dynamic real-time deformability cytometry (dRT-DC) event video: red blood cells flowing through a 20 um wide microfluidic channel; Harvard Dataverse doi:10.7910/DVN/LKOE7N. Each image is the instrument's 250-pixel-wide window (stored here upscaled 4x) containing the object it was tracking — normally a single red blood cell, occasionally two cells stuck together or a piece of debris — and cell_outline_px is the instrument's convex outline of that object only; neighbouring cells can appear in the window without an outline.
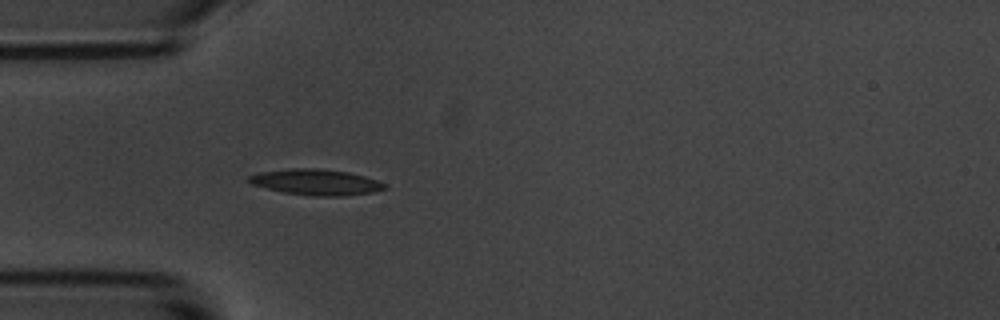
{"species": "common noctule bat (a hibernating species)", "species_latin": "Nyctalus noctula", "temperature_condition": "room temperature", "stored_images_in_passage": 40, "camera_frame_rate_fps": 3000, "um_per_image_px": 0.085, "animal": {"sex": "male", "body_mass_g": 20.1, "forearm_length_mm": 53.5}, "frame": {"image": 1, "passage_image": 1, "time_ms": 0.0, "image_size_px": [1000, 320], "cell_outline_px": [[388, 188], [376, 192], [344, 196], [312, 196], [284, 192], [252, 184], [248, 180], [248, 176], [260, 172], [292, 168], [316, 168], [348, 172], [364, 176], [376, 180], [384, 184]], "centroid_in_image_um": [26.9, 15.48], "position_along_channel_um": 58.1, "area_um2": 20.35}}
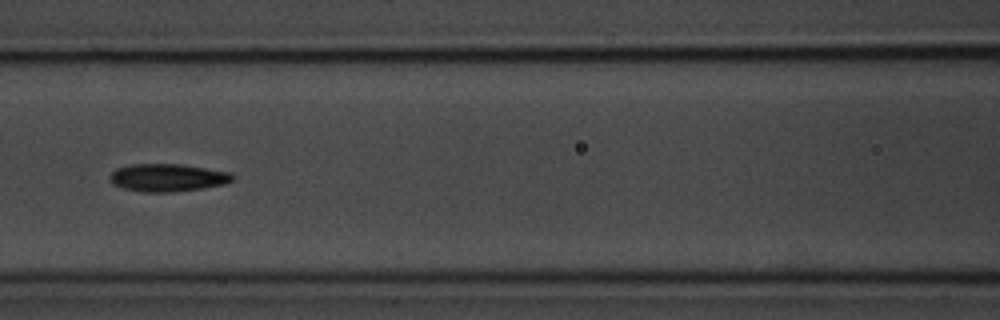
{"frame": {"image": 2, "passage_image": 9, "time_ms": 2.667, "image_size_px": [1000, 320], "cell_outline_px": [[236, 176], [232, 180], [224, 184], [204, 188], [172, 192], [140, 192], [124, 188], [112, 184], [108, 176], [116, 168], [132, 164], [180, 164], [228, 172]], "centroid_in_image_um": [14.21, 15.1], "position_along_channel_um": 152.4, "area_um2": 19.83}}
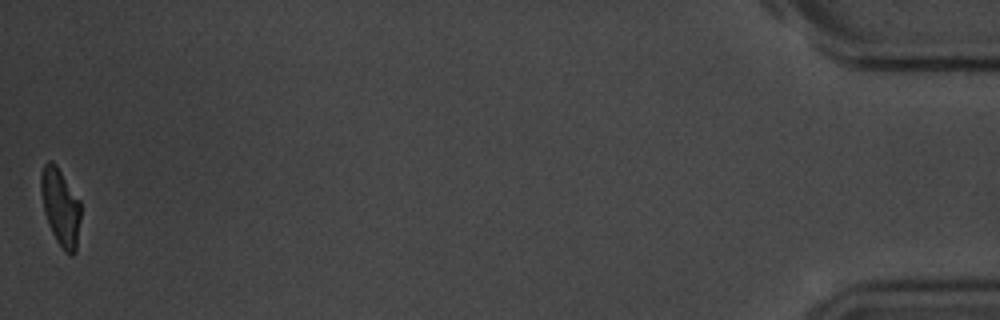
{"frame": {"image": 3, "passage_image": 40, "time_ms": 13.0, "image_size_px": [1000, 320], "cell_outline_px": [[80, 220], [76, 252], [72, 256], [68, 256], [64, 252], [56, 240], [48, 224], [44, 212], [40, 192], [40, 176], [44, 164], [48, 160], [52, 160], [56, 164], [80, 200]], "centroid_in_image_um": [5.14, 17.61], "position_along_channel_um": 430.1, "area_um2": 18.21}, "authors_computed_cell_mechanics": {"area_um2": 19.1029, "velocity_mm_per_s": 3.6181, "shape_relaxation_time_tau1_ms": 2.9347, "shape_relaxation_time_tau2_ms": 2.8192, "deformation_change_tau1": 0.1281, "deformation_change_tau2": 0.1014}}